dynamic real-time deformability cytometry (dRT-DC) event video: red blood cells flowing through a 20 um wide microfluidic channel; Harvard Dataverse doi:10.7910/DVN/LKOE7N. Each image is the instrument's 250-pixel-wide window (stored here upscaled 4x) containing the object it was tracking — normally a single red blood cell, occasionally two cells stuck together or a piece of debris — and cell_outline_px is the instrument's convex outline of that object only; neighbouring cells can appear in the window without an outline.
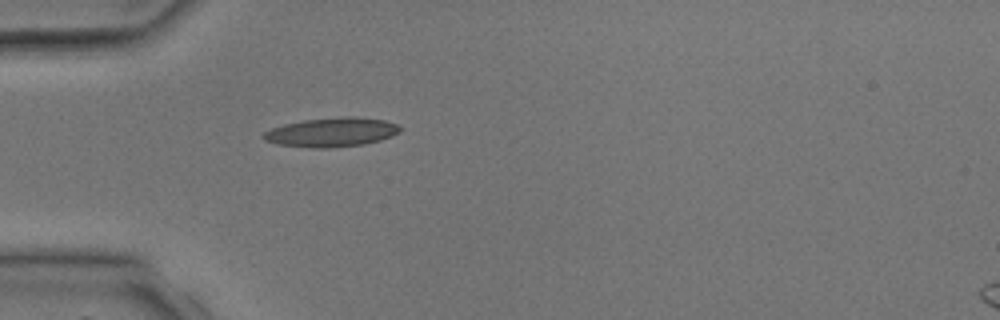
{"species": "common noctule bat (a hibernating species)", "species_latin": "Nyctalus noctula", "temperature_condition": "room temperature", "stored_images_in_passage": 3, "camera_frame_rate_fps": 3000, "um_per_image_px": 0.085, "animal": {"sex": "male", "body_mass_g": 17.9, "forearm_length_mm": 54.2}, "frame": {"image": 1, "passage_image": 3, "time_ms": 2.667, "image_size_px": [1000, 320], "cell_outline_px": [[400, 132], [392, 136], [380, 140], [364, 144], [332, 148], [312, 148], [276, 144], [264, 140], [260, 136], [264, 132], [272, 128], [284, 124], [304, 120], [344, 116], [356, 116], [384, 120], [396, 124], [400, 128]], "centroid_in_image_um": [28.16, 11.24], "position_along_channel_um": 56.8, "area_um2": 23.35}}